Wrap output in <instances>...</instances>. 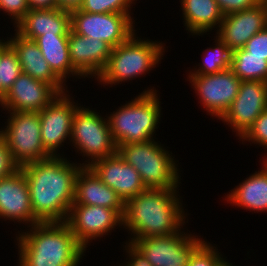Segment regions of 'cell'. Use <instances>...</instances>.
<instances>
[{"mask_svg":"<svg viewBox=\"0 0 267 266\" xmlns=\"http://www.w3.org/2000/svg\"><path fill=\"white\" fill-rule=\"evenodd\" d=\"M92 107V108H91ZM81 104L72 120L70 149L80 159H71L81 166H90L94 161L114 155L117 147L113 141L107 116L104 111ZM74 149V150H72Z\"/></svg>","mask_w":267,"mask_h":266,"instance_id":"7","label":"cell"},{"mask_svg":"<svg viewBox=\"0 0 267 266\" xmlns=\"http://www.w3.org/2000/svg\"><path fill=\"white\" fill-rule=\"evenodd\" d=\"M13 29L30 40L44 34L69 35L70 12L59 8L30 9Z\"/></svg>","mask_w":267,"mask_h":266,"instance_id":"22","label":"cell"},{"mask_svg":"<svg viewBox=\"0 0 267 266\" xmlns=\"http://www.w3.org/2000/svg\"><path fill=\"white\" fill-rule=\"evenodd\" d=\"M262 160L265 162V164L267 165V155L266 156H264L263 158H262Z\"/></svg>","mask_w":267,"mask_h":266,"instance_id":"40","label":"cell"},{"mask_svg":"<svg viewBox=\"0 0 267 266\" xmlns=\"http://www.w3.org/2000/svg\"><path fill=\"white\" fill-rule=\"evenodd\" d=\"M184 32L188 35L211 34L216 32L223 20L215 0H179ZM190 33V34H189Z\"/></svg>","mask_w":267,"mask_h":266,"instance_id":"24","label":"cell"},{"mask_svg":"<svg viewBox=\"0 0 267 266\" xmlns=\"http://www.w3.org/2000/svg\"><path fill=\"white\" fill-rule=\"evenodd\" d=\"M216 266H240V265H235V262H231V259L228 260V257L225 256Z\"/></svg>","mask_w":267,"mask_h":266,"instance_id":"39","label":"cell"},{"mask_svg":"<svg viewBox=\"0 0 267 266\" xmlns=\"http://www.w3.org/2000/svg\"><path fill=\"white\" fill-rule=\"evenodd\" d=\"M68 37L69 35L44 34L37 37L34 41L49 64L52 72L66 86L70 87L69 81L76 82L79 81V79H82V81L86 80L72 67L69 57Z\"/></svg>","mask_w":267,"mask_h":266,"instance_id":"25","label":"cell"},{"mask_svg":"<svg viewBox=\"0 0 267 266\" xmlns=\"http://www.w3.org/2000/svg\"><path fill=\"white\" fill-rule=\"evenodd\" d=\"M144 88L131 100L105 113L117 148L123 144L156 139L163 117L161 92L151 85Z\"/></svg>","mask_w":267,"mask_h":266,"instance_id":"5","label":"cell"},{"mask_svg":"<svg viewBox=\"0 0 267 266\" xmlns=\"http://www.w3.org/2000/svg\"><path fill=\"white\" fill-rule=\"evenodd\" d=\"M0 135L4 138L15 163L20 167L52 157L42 144L40 117L36 112H1ZM5 114V116H2Z\"/></svg>","mask_w":267,"mask_h":266,"instance_id":"8","label":"cell"},{"mask_svg":"<svg viewBox=\"0 0 267 266\" xmlns=\"http://www.w3.org/2000/svg\"><path fill=\"white\" fill-rule=\"evenodd\" d=\"M223 16L255 7L263 0H215Z\"/></svg>","mask_w":267,"mask_h":266,"instance_id":"34","label":"cell"},{"mask_svg":"<svg viewBox=\"0 0 267 266\" xmlns=\"http://www.w3.org/2000/svg\"><path fill=\"white\" fill-rule=\"evenodd\" d=\"M11 238L18 249L14 266H80L89 253L66 222H40Z\"/></svg>","mask_w":267,"mask_h":266,"instance_id":"3","label":"cell"},{"mask_svg":"<svg viewBox=\"0 0 267 266\" xmlns=\"http://www.w3.org/2000/svg\"><path fill=\"white\" fill-rule=\"evenodd\" d=\"M206 35V36H205ZM211 37L210 42L213 40L212 45L207 46L202 52V60H199V63H194L195 65L187 67L188 70L185 71V75H209L228 70L231 66V56L232 51L230 48L216 35V34H198V35H189L193 38L196 37ZM211 35V36H210ZM200 36V37H199ZM213 38V39H212Z\"/></svg>","mask_w":267,"mask_h":266,"instance_id":"26","label":"cell"},{"mask_svg":"<svg viewBox=\"0 0 267 266\" xmlns=\"http://www.w3.org/2000/svg\"><path fill=\"white\" fill-rule=\"evenodd\" d=\"M117 152L127 164L138 171L146 188H182L183 165L179 166L181 162L162 140L160 142L156 138L149 142L123 144L117 148Z\"/></svg>","mask_w":267,"mask_h":266,"instance_id":"6","label":"cell"},{"mask_svg":"<svg viewBox=\"0 0 267 266\" xmlns=\"http://www.w3.org/2000/svg\"><path fill=\"white\" fill-rule=\"evenodd\" d=\"M3 37L0 36V100L22 73L17 53Z\"/></svg>","mask_w":267,"mask_h":266,"instance_id":"28","label":"cell"},{"mask_svg":"<svg viewBox=\"0 0 267 266\" xmlns=\"http://www.w3.org/2000/svg\"><path fill=\"white\" fill-rule=\"evenodd\" d=\"M266 109L267 83L242 81L232 105L218 122L221 121L228 131L231 129L232 135L239 140Z\"/></svg>","mask_w":267,"mask_h":266,"instance_id":"15","label":"cell"},{"mask_svg":"<svg viewBox=\"0 0 267 266\" xmlns=\"http://www.w3.org/2000/svg\"><path fill=\"white\" fill-rule=\"evenodd\" d=\"M201 236L185 225L178 233L144 237L132 243L152 266H188L192 254L207 240Z\"/></svg>","mask_w":267,"mask_h":266,"instance_id":"10","label":"cell"},{"mask_svg":"<svg viewBox=\"0 0 267 266\" xmlns=\"http://www.w3.org/2000/svg\"><path fill=\"white\" fill-rule=\"evenodd\" d=\"M68 45L72 67L85 80L96 81L108 63L112 47L105 41L81 36L71 29Z\"/></svg>","mask_w":267,"mask_h":266,"instance_id":"18","label":"cell"},{"mask_svg":"<svg viewBox=\"0 0 267 266\" xmlns=\"http://www.w3.org/2000/svg\"><path fill=\"white\" fill-rule=\"evenodd\" d=\"M220 246L206 240L191 256L188 266H216L225 256Z\"/></svg>","mask_w":267,"mask_h":266,"instance_id":"31","label":"cell"},{"mask_svg":"<svg viewBox=\"0 0 267 266\" xmlns=\"http://www.w3.org/2000/svg\"><path fill=\"white\" fill-rule=\"evenodd\" d=\"M258 171H252L238 185L224 193L222 202L253 213H267V165L260 159Z\"/></svg>","mask_w":267,"mask_h":266,"instance_id":"21","label":"cell"},{"mask_svg":"<svg viewBox=\"0 0 267 266\" xmlns=\"http://www.w3.org/2000/svg\"><path fill=\"white\" fill-rule=\"evenodd\" d=\"M140 28L126 42L112 48L105 69L95 81L97 86L113 89L117 85L124 86L126 82L128 85V82L131 84L137 78L138 81L142 80L141 77L146 78V74L150 76V73L161 66L167 54L165 52H168L167 41L158 38L155 40V37L153 40L147 36L142 38Z\"/></svg>","mask_w":267,"mask_h":266,"instance_id":"4","label":"cell"},{"mask_svg":"<svg viewBox=\"0 0 267 266\" xmlns=\"http://www.w3.org/2000/svg\"><path fill=\"white\" fill-rule=\"evenodd\" d=\"M29 9H54L57 8L56 0H27Z\"/></svg>","mask_w":267,"mask_h":266,"instance_id":"37","label":"cell"},{"mask_svg":"<svg viewBox=\"0 0 267 266\" xmlns=\"http://www.w3.org/2000/svg\"><path fill=\"white\" fill-rule=\"evenodd\" d=\"M230 69L241 81L267 83V56L249 55L245 48L234 50Z\"/></svg>","mask_w":267,"mask_h":266,"instance_id":"27","label":"cell"},{"mask_svg":"<svg viewBox=\"0 0 267 266\" xmlns=\"http://www.w3.org/2000/svg\"><path fill=\"white\" fill-rule=\"evenodd\" d=\"M17 169H19V166L13 160L8 145L0 135V179L11 175Z\"/></svg>","mask_w":267,"mask_h":266,"instance_id":"35","label":"cell"},{"mask_svg":"<svg viewBox=\"0 0 267 266\" xmlns=\"http://www.w3.org/2000/svg\"><path fill=\"white\" fill-rule=\"evenodd\" d=\"M244 48L249 55L267 56V27L253 35Z\"/></svg>","mask_w":267,"mask_h":266,"instance_id":"36","label":"cell"},{"mask_svg":"<svg viewBox=\"0 0 267 266\" xmlns=\"http://www.w3.org/2000/svg\"><path fill=\"white\" fill-rule=\"evenodd\" d=\"M68 156L20 167L27 178L34 216L40 222H66L68 218L74 203L75 179L82 167Z\"/></svg>","mask_w":267,"mask_h":266,"instance_id":"1","label":"cell"},{"mask_svg":"<svg viewBox=\"0 0 267 266\" xmlns=\"http://www.w3.org/2000/svg\"><path fill=\"white\" fill-rule=\"evenodd\" d=\"M11 32H8L10 35L6 32L4 39L17 53L22 73L50 84L59 94L68 91L70 88L52 72L36 42L22 37L15 30Z\"/></svg>","mask_w":267,"mask_h":266,"instance_id":"20","label":"cell"},{"mask_svg":"<svg viewBox=\"0 0 267 266\" xmlns=\"http://www.w3.org/2000/svg\"><path fill=\"white\" fill-rule=\"evenodd\" d=\"M0 221L14 222L13 236L18 234V226L22 231L40 223L34 216L27 178L21 168L0 179Z\"/></svg>","mask_w":267,"mask_h":266,"instance_id":"14","label":"cell"},{"mask_svg":"<svg viewBox=\"0 0 267 266\" xmlns=\"http://www.w3.org/2000/svg\"><path fill=\"white\" fill-rule=\"evenodd\" d=\"M120 246L123 252V259L118 260L116 265L111 263L112 266H152L146 259L142 252L131 242L123 241Z\"/></svg>","mask_w":267,"mask_h":266,"instance_id":"33","label":"cell"},{"mask_svg":"<svg viewBox=\"0 0 267 266\" xmlns=\"http://www.w3.org/2000/svg\"><path fill=\"white\" fill-rule=\"evenodd\" d=\"M134 13L70 12L71 30L81 36L108 43L112 48L126 42L138 29Z\"/></svg>","mask_w":267,"mask_h":266,"instance_id":"11","label":"cell"},{"mask_svg":"<svg viewBox=\"0 0 267 266\" xmlns=\"http://www.w3.org/2000/svg\"><path fill=\"white\" fill-rule=\"evenodd\" d=\"M72 93L70 87L39 112L42 144L52 157L67 155L64 154V148H67V144L70 145L73 115L82 104L80 98L76 100L77 96Z\"/></svg>","mask_w":267,"mask_h":266,"instance_id":"9","label":"cell"},{"mask_svg":"<svg viewBox=\"0 0 267 266\" xmlns=\"http://www.w3.org/2000/svg\"><path fill=\"white\" fill-rule=\"evenodd\" d=\"M137 1L139 0H83L79 9L89 13H133Z\"/></svg>","mask_w":267,"mask_h":266,"instance_id":"29","label":"cell"},{"mask_svg":"<svg viewBox=\"0 0 267 266\" xmlns=\"http://www.w3.org/2000/svg\"><path fill=\"white\" fill-rule=\"evenodd\" d=\"M267 27V4L263 0L255 7L223 16L215 34L234 50L244 48L247 41Z\"/></svg>","mask_w":267,"mask_h":266,"instance_id":"17","label":"cell"},{"mask_svg":"<svg viewBox=\"0 0 267 266\" xmlns=\"http://www.w3.org/2000/svg\"><path fill=\"white\" fill-rule=\"evenodd\" d=\"M89 167L124 203L146 189L138 171L127 164L118 152L94 161Z\"/></svg>","mask_w":267,"mask_h":266,"instance_id":"19","label":"cell"},{"mask_svg":"<svg viewBox=\"0 0 267 266\" xmlns=\"http://www.w3.org/2000/svg\"><path fill=\"white\" fill-rule=\"evenodd\" d=\"M58 94L50 84L21 73L0 100V111L39 113Z\"/></svg>","mask_w":267,"mask_h":266,"instance_id":"16","label":"cell"},{"mask_svg":"<svg viewBox=\"0 0 267 266\" xmlns=\"http://www.w3.org/2000/svg\"><path fill=\"white\" fill-rule=\"evenodd\" d=\"M124 211L125 209H109L101 206L71 205L66 223L77 241L86 250H90L89 246H94L103 237H111L112 232H117L116 229L119 232L124 230Z\"/></svg>","mask_w":267,"mask_h":266,"instance_id":"12","label":"cell"},{"mask_svg":"<svg viewBox=\"0 0 267 266\" xmlns=\"http://www.w3.org/2000/svg\"><path fill=\"white\" fill-rule=\"evenodd\" d=\"M181 191L146 188L128 200L123 215V231L128 233L125 241L132 243L144 237L167 236L188 226L190 214Z\"/></svg>","mask_w":267,"mask_h":266,"instance_id":"2","label":"cell"},{"mask_svg":"<svg viewBox=\"0 0 267 266\" xmlns=\"http://www.w3.org/2000/svg\"><path fill=\"white\" fill-rule=\"evenodd\" d=\"M56 3L57 8L71 12L72 10L79 9L83 0H56Z\"/></svg>","mask_w":267,"mask_h":266,"instance_id":"38","label":"cell"},{"mask_svg":"<svg viewBox=\"0 0 267 266\" xmlns=\"http://www.w3.org/2000/svg\"><path fill=\"white\" fill-rule=\"evenodd\" d=\"M29 5L27 0H0V14L2 18L6 17V23L12 25L10 28L8 24V31L15 27V25L24 17V15L29 11Z\"/></svg>","mask_w":267,"mask_h":266,"instance_id":"32","label":"cell"},{"mask_svg":"<svg viewBox=\"0 0 267 266\" xmlns=\"http://www.w3.org/2000/svg\"><path fill=\"white\" fill-rule=\"evenodd\" d=\"M238 142L240 144L242 143L244 146H249V144L252 146L253 144V146L258 149L259 147H263L262 149L265 150H262V155L259 159L267 155V109L256 118L253 125L239 139Z\"/></svg>","mask_w":267,"mask_h":266,"instance_id":"30","label":"cell"},{"mask_svg":"<svg viewBox=\"0 0 267 266\" xmlns=\"http://www.w3.org/2000/svg\"><path fill=\"white\" fill-rule=\"evenodd\" d=\"M197 96L199 106L216 122L228 111L236 98L241 80L229 68L209 75H185Z\"/></svg>","mask_w":267,"mask_h":266,"instance_id":"13","label":"cell"},{"mask_svg":"<svg viewBox=\"0 0 267 266\" xmlns=\"http://www.w3.org/2000/svg\"><path fill=\"white\" fill-rule=\"evenodd\" d=\"M72 205L125 209V203L119 195L104 184L89 166H82L77 173L74 203Z\"/></svg>","mask_w":267,"mask_h":266,"instance_id":"23","label":"cell"}]
</instances>
